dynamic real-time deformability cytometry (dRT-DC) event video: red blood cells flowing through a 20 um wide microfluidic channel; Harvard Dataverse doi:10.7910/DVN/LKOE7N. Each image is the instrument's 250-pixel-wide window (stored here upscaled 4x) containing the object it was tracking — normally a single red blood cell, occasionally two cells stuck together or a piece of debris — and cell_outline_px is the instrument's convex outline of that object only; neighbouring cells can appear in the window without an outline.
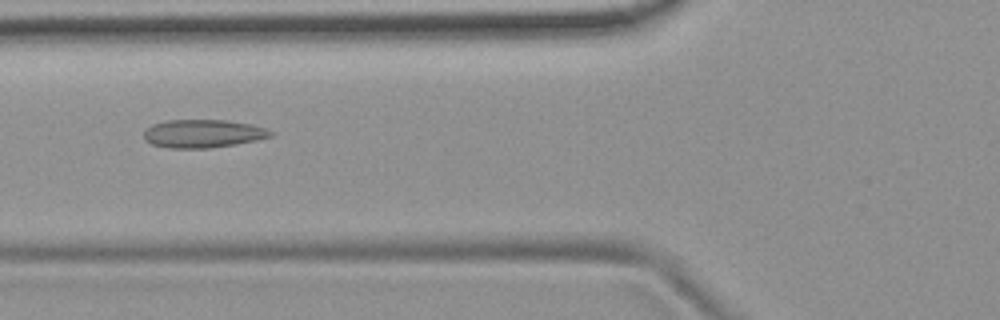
{"species": "common noctule bat (a hibernating species)", "species_latin": "Nyctalus noctula", "temperature_condition": "room temperature", "stored_images_in_passage": 48, "camera_frame_rate_fps": 3000, "um_per_image_px": 0.085, "animal": {"sex": "female", "body_mass_g": 19.9}, "frame": {"image": 1, "passage_image": 15, "time_ms": 4.667, "image_size_px": [1000, 320], "cell_outline_px": [[272, 136], [256, 140], [236, 144], [208, 148], [168, 148], [152, 144], [144, 140], [144, 132], [152, 124], [168, 120], [224, 120], [252, 124], [264, 128], [272, 132]], "centroid_in_image_um": [17.23, 11.36], "position_along_channel_um": 108.6, "area_um2": 20.69}}
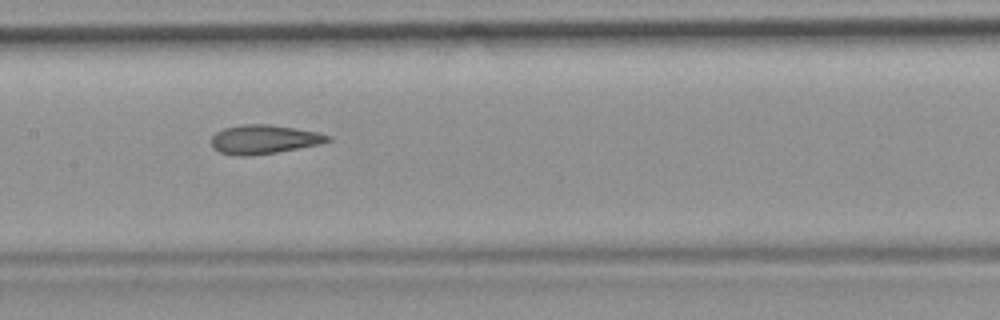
{"frame": {"image": 2, "passage_image": 21, "time_ms": 6.667, "image_size_px": [1000, 320], "cell_outline_px": [[332, 140], [320, 144], [276, 152], [252, 156], [236, 156], [220, 152], [212, 148], [212, 136], [216, 132], [224, 128], [244, 124], [268, 124], [320, 132], [332, 136]], "centroid_in_image_um": [22.45, 11.85], "position_along_channel_um": 185.0, "area_um2": 19.77}}
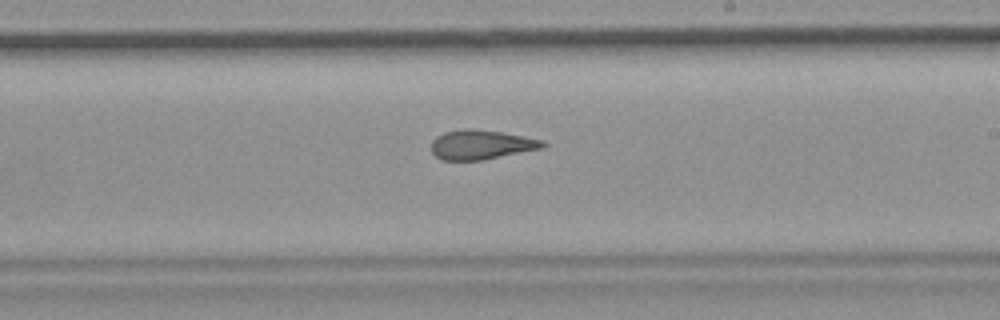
{"frame": {"image": 3, "passage_image": 26, "time_ms": 8.333, "image_size_px": [1000, 320], "cell_outline_px": [[548, 144], [544, 148], [484, 160], [440, 160], [432, 152], [432, 140], [436, 136], [444, 132], [464, 128], [472, 128], [500, 132], [524, 136], [544, 140]], "centroid_in_image_um": [40.93, 12.3], "position_along_channel_um": 248.1, "area_um2": 19.36}}